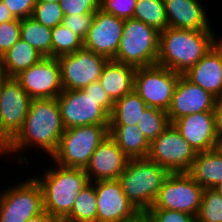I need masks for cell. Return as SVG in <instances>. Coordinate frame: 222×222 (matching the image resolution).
I'll return each instance as SVG.
<instances>
[{
  "label": "cell",
  "instance_id": "cell-1",
  "mask_svg": "<svg viewBox=\"0 0 222 222\" xmlns=\"http://www.w3.org/2000/svg\"><path fill=\"white\" fill-rule=\"evenodd\" d=\"M65 128L56 98L32 99L18 133L8 142V153L19 155L27 147L41 148L49 158L57 151Z\"/></svg>",
  "mask_w": 222,
  "mask_h": 222
},
{
  "label": "cell",
  "instance_id": "cell-2",
  "mask_svg": "<svg viewBox=\"0 0 222 222\" xmlns=\"http://www.w3.org/2000/svg\"><path fill=\"white\" fill-rule=\"evenodd\" d=\"M219 40L212 30H184L167 27L160 32L157 63L183 75Z\"/></svg>",
  "mask_w": 222,
  "mask_h": 222
},
{
  "label": "cell",
  "instance_id": "cell-3",
  "mask_svg": "<svg viewBox=\"0 0 222 222\" xmlns=\"http://www.w3.org/2000/svg\"><path fill=\"white\" fill-rule=\"evenodd\" d=\"M54 165L55 168L52 166L44 170L41 177H33L42 188L43 209L62 222L70 214L81 190L90 181L84 169Z\"/></svg>",
  "mask_w": 222,
  "mask_h": 222
},
{
  "label": "cell",
  "instance_id": "cell-4",
  "mask_svg": "<svg viewBox=\"0 0 222 222\" xmlns=\"http://www.w3.org/2000/svg\"><path fill=\"white\" fill-rule=\"evenodd\" d=\"M168 174L165 168L148 158L129 159L117 180L132 205L138 211H148Z\"/></svg>",
  "mask_w": 222,
  "mask_h": 222
},
{
  "label": "cell",
  "instance_id": "cell-5",
  "mask_svg": "<svg viewBox=\"0 0 222 222\" xmlns=\"http://www.w3.org/2000/svg\"><path fill=\"white\" fill-rule=\"evenodd\" d=\"M159 42V31L137 19H126L113 60L135 68L155 65L159 56Z\"/></svg>",
  "mask_w": 222,
  "mask_h": 222
},
{
  "label": "cell",
  "instance_id": "cell-6",
  "mask_svg": "<svg viewBox=\"0 0 222 222\" xmlns=\"http://www.w3.org/2000/svg\"><path fill=\"white\" fill-rule=\"evenodd\" d=\"M109 135V125H84L65 129L54 163L68 168L85 169L97 146Z\"/></svg>",
  "mask_w": 222,
  "mask_h": 222
},
{
  "label": "cell",
  "instance_id": "cell-7",
  "mask_svg": "<svg viewBox=\"0 0 222 222\" xmlns=\"http://www.w3.org/2000/svg\"><path fill=\"white\" fill-rule=\"evenodd\" d=\"M180 75L158 64L136 68L133 90L148 107L167 111Z\"/></svg>",
  "mask_w": 222,
  "mask_h": 222
},
{
  "label": "cell",
  "instance_id": "cell-8",
  "mask_svg": "<svg viewBox=\"0 0 222 222\" xmlns=\"http://www.w3.org/2000/svg\"><path fill=\"white\" fill-rule=\"evenodd\" d=\"M43 211L42 188L34 177L0 191V222H26Z\"/></svg>",
  "mask_w": 222,
  "mask_h": 222
},
{
  "label": "cell",
  "instance_id": "cell-9",
  "mask_svg": "<svg viewBox=\"0 0 222 222\" xmlns=\"http://www.w3.org/2000/svg\"><path fill=\"white\" fill-rule=\"evenodd\" d=\"M204 188L187 172L169 173L150 209H167L197 216Z\"/></svg>",
  "mask_w": 222,
  "mask_h": 222
},
{
  "label": "cell",
  "instance_id": "cell-10",
  "mask_svg": "<svg viewBox=\"0 0 222 222\" xmlns=\"http://www.w3.org/2000/svg\"><path fill=\"white\" fill-rule=\"evenodd\" d=\"M196 152L182 137L175 126H169L150 143L148 159L165 168L169 173L188 172Z\"/></svg>",
  "mask_w": 222,
  "mask_h": 222
},
{
  "label": "cell",
  "instance_id": "cell-11",
  "mask_svg": "<svg viewBox=\"0 0 222 222\" xmlns=\"http://www.w3.org/2000/svg\"><path fill=\"white\" fill-rule=\"evenodd\" d=\"M65 129L84 125H109V114L83 89L63 90L56 98Z\"/></svg>",
  "mask_w": 222,
  "mask_h": 222
},
{
  "label": "cell",
  "instance_id": "cell-12",
  "mask_svg": "<svg viewBox=\"0 0 222 222\" xmlns=\"http://www.w3.org/2000/svg\"><path fill=\"white\" fill-rule=\"evenodd\" d=\"M58 61L63 90H76L97 82L108 59L83 47Z\"/></svg>",
  "mask_w": 222,
  "mask_h": 222
},
{
  "label": "cell",
  "instance_id": "cell-13",
  "mask_svg": "<svg viewBox=\"0 0 222 222\" xmlns=\"http://www.w3.org/2000/svg\"><path fill=\"white\" fill-rule=\"evenodd\" d=\"M31 98L15 77H8L0 89V133L9 142L21 129Z\"/></svg>",
  "mask_w": 222,
  "mask_h": 222
},
{
  "label": "cell",
  "instance_id": "cell-14",
  "mask_svg": "<svg viewBox=\"0 0 222 222\" xmlns=\"http://www.w3.org/2000/svg\"><path fill=\"white\" fill-rule=\"evenodd\" d=\"M15 78L31 99L57 98L63 91L58 58L43 57Z\"/></svg>",
  "mask_w": 222,
  "mask_h": 222
},
{
  "label": "cell",
  "instance_id": "cell-15",
  "mask_svg": "<svg viewBox=\"0 0 222 222\" xmlns=\"http://www.w3.org/2000/svg\"><path fill=\"white\" fill-rule=\"evenodd\" d=\"M124 21L98 9L94 13L91 28L83 40V47L108 60H113L123 34Z\"/></svg>",
  "mask_w": 222,
  "mask_h": 222
},
{
  "label": "cell",
  "instance_id": "cell-16",
  "mask_svg": "<svg viewBox=\"0 0 222 222\" xmlns=\"http://www.w3.org/2000/svg\"><path fill=\"white\" fill-rule=\"evenodd\" d=\"M92 183L97 198L96 222H125L138 212L124 194L118 180H100Z\"/></svg>",
  "mask_w": 222,
  "mask_h": 222
},
{
  "label": "cell",
  "instance_id": "cell-17",
  "mask_svg": "<svg viewBox=\"0 0 222 222\" xmlns=\"http://www.w3.org/2000/svg\"><path fill=\"white\" fill-rule=\"evenodd\" d=\"M216 102L217 98L214 95L180 75L167 116L172 123L186 115L213 112Z\"/></svg>",
  "mask_w": 222,
  "mask_h": 222
},
{
  "label": "cell",
  "instance_id": "cell-18",
  "mask_svg": "<svg viewBox=\"0 0 222 222\" xmlns=\"http://www.w3.org/2000/svg\"><path fill=\"white\" fill-rule=\"evenodd\" d=\"M128 160L129 158L108 135L97 146L84 171L90 182L117 180L123 173Z\"/></svg>",
  "mask_w": 222,
  "mask_h": 222
},
{
  "label": "cell",
  "instance_id": "cell-19",
  "mask_svg": "<svg viewBox=\"0 0 222 222\" xmlns=\"http://www.w3.org/2000/svg\"><path fill=\"white\" fill-rule=\"evenodd\" d=\"M196 153L215 149L217 135L214 112L186 115L172 122Z\"/></svg>",
  "mask_w": 222,
  "mask_h": 222
},
{
  "label": "cell",
  "instance_id": "cell-20",
  "mask_svg": "<svg viewBox=\"0 0 222 222\" xmlns=\"http://www.w3.org/2000/svg\"><path fill=\"white\" fill-rule=\"evenodd\" d=\"M193 84L202 87L217 99L222 96V39L186 73L183 74Z\"/></svg>",
  "mask_w": 222,
  "mask_h": 222
},
{
  "label": "cell",
  "instance_id": "cell-21",
  "mask_svg": "<svg viewBox=\"0 0 222 222\" xmlns=\"http://www.w3.org/2000/svg\"><path fill=\"white\" fill-rule=\"evenodd\" d=\"M168 27L184 30H211L201 0H163Z\"/></svg>",
  "mask_w": 222,
  "mask_h": 222
},
{
  "label": "cell",
  "instance_id": "cell-22",
  "mask_svg": "<svg viewBox=\"0 0 222 222\" xmlns=\"http://www.w3.org/2000/svg\"><path fill=\"white\" fill-rule=\"evenodd\" d=\"M135 70L133 66L108 60L98 82L115 102L133 90Z\"/></svg>",
  "mask_w": 222,
  "mask_h": 222
},
{
  "label": "cell",
  "instance_id": "cell-23",
  "mask_svg": "<svg viewBox=\"0 0 222 222\" xmlns=\"http://www.w3.org/2000/svg\"><path fill=\"white\" fill-rule=\"evenodd\" d=\"M204 189H212L222 181V154L216 149L199 152L187 172Z\"/></svg>",
  "mask_w": 222,
  "mask_h": 222
},
{
  "label": "cell",
  "instance_id": "cell-24",
  "mask_svg": "<svg viewBox=\"0 0 222 222\" xmlns=\"http://www.w3.org/2000/svg\"><path fill=\"white\" fill-rule=\"evenodd\" d=\"M109 136L129 159L148 157L150 143L138 125L109 126Z\"/></svg>",
  "mask_w": 222,
  "mask_h": 222
},
{
  "label": "cell",
  "instance_id": "cell-25",
  "mask_svg": "<svg viewBox=\"0 0 222 222\" xmlns=\"http://www.w3.org/2000/svg\"><path fill=\"white\" fill-rule=\"evenodd\" d=\"M147 107L136 91L132 90L114 102L109 115V126L137 125Z\"/></svg>",
  "mask_w": 222,
  "mask_h": 222
},
{
  "label": "cell",
  "instance_id": "cell-26",
  "mask_svg": "<svg viewBox=\"0 0 222 222\" xmlns=\"http://www.w3.org/2000/svg\"><path fill=\"white\" fill-rule=\"evenodd\" d=\"M43 57L35 48L20 38L3 55L6 75L8 77H16Z\"/></svg>",
  "mask_w": 222,
  "mask_h": 222
},
{
  "label": "cell",
  "instance_id": "cell-27",
  "mask_svg": "<svg viewBox=\"0 0 222 222\" xmlns=\"http://www.w3.org/2000/svg\"><path fill=\"white\" fill-rule=\"evenodd\" d=\"M21 39L35 48L42 56L52 57V28L36 21L33 17L20 19Z\"/></svg>",
  "mask_w": 222,
  "mask_h": 222
},
{
  "label": "cell",
  "instance_id": "cell-28",
  "mask_svg": "<svg viewBox=\"0 0 222 222\" xmlns=\"http://www.w3.org/2000/svg\"><path fill=\"white\" fill-rule=\"evenodd\" d=\"M97 198L94 184L90 182L77 196L70 214L62 222H96Z\"/></svg>",
  "mask_w": 222,
  "mask_h": 222
},
{
  "label": "cell",
  "instance_id": "cell-29",
  "mask_svg": "<svg viewBox=\"0 0 222 222\" xmlns=\"http://www.w3.org/2000/svg\"><path fill=\"white\" fill-rule=\"evenodd\" d=\"M133 18L159 32L168 27L163 0H137Z\"/></svg>",
  "mask_w": 222,
  "mask_h": 222
},
{
  "label": "cell",
  "instance_id": "cell-30",
  "mask_svg": "<svg viewBox=\"0 0 222 222\" xmlns=\"http://www.w3.org/2000/svg\"><path fill=\"white\" fill-rule=\"evenodd\" d=\"M170 124L167 111L147 107L142 113L138 122V127L142 131L145 139L151 143L155 140Z\"/></svg>",
  "mask_w": 222,
  "mask_h": 222
},
{
  "label": "cell",
  "instance_id": "cell-31",
  "mask_svg": "<svg viewBox=\"0 0 222 222\" xmlns=\"http://www.w3.org/2000/svg\"><path fill=\"white\" fill-rule=\"evenodd\" d=\"M83 48V40L74 32L59 24L52 28V57L58 58Z\"/></svg>",
  "mask_w": 222,
  "mask_h": 222
},
{
  "label": "cell",
  "instance_id": "cell-32",
  "mask_svg": "<svg viewBox=\"0 0 222 222\" xmlns=\"http://www.w3.org/2000/svg\"><path fill=\"white\" fill-rule=\"evenodd\" d=\"M196 222H222V196L204 189Z\"/></svg>",
  "mask_w": 222,
  "mask_h": 222
},
{
  "label": "cell",
  "instance_id": "cell-33",
  "mask_svg": "<svg viewBox=\"0 0 222 222\" xmlns=\"http://www.w3.org/2000/svg\"><path fill=\"white\" fill-rule=\"evenodd\" d=\"M31 17L44 26L54 28L62 23L64 14L60 3L44 2L36 3Z\"/></svg>",
  "mask_w": 222,
  "mask_h": 222
},
{
  "label": "cell",
  "instance_id": "cell-34",
  "mask_svg": "<svg viewBox=\"0 0 222 222\" xmlns=\"http://www.w3.org/2000/svg\"><path fill=\"white\" fill-rule=\"evenodd\" d=\"M21 37V21L15 19L0 24V55H4Z\"/></svg>",
  "mask_w": 222,
  "mask_h": 222
},
{
  "label": "cell",
  "instance_id": "cell-35",
  "mask_svg": "<svg viewBox=\"0 0 222 222\" xmlns=\"http://www.w3.org/2000/svg\"><path fill=\"white\" fill-rule=\"evenodd\" d=\"M137 0H100V9L121 19L133 18Z\"/></svg>",
  "mask_w": 222,
  "mask_h": 222
},
{
  "label": "cell",
  "instance_id": "cell-36",
  "mask_svg": "<svg viewBox=\"0 0 222 222\" xmlns=\"http://www.w3.org/2000/svg\"><path fill=\"white\" fill-rule=\"evenodd\" d=\"M93 18L94 13L65 15L62 24L84 40L91 28Z\"/></svg>",
  "mask_w": 222,
  "mask_h": 222
},
{
  "label": "cell",
  "instance_id": "cell-37",
  "mask_svg": "<svg viewBox=\"0 0 222 222\" xmlns=\"http://www.w3.org/2000/svg\"><path fill=\"white\" fill-rule=\"evenodd\" d=\"M65 15L95 13L100 9V0H60Z\"/></svg>",
  "mask_w": 222,
  "mask_h": 222
},
{
  "label": "cell",
  "instance_id": "cell-38",
  "mask_svg": "<svg viewBox=\"0 0 222 222\" xmlns=\"http://www.w3.org/2000/svg\"><path fill=\"white\" fill-rule=\"evenodd\" d=\"M154 222H196V216L167 209H149Z\"/></svg>",
  "mask_w": 222,
  "mask_h": 222
},
{
  "label": "cell",
  "instance_id": "cell-39",
  "mask_svg": "<svg viewBox=\"0 0 222 222\" xmlns=\"http://www.w3.org/2000/svg\"><path fill=\"white\" fill-rule=\"evenodd\" d=\"M16 19L31 17L37 0H1Z\"/></svg>",
  "mask_w": 222,
  "mask_h": 222
},
{
  "label": "cell",
  "instance_id": "cell-40",
  "mask_svg": "<svg viewBox=\"0 0 222 222\" xmlns=\"http://www.w3.org/2000/svg\"><path fill=\"white\" fill-rule=\"evenodd\" d=\"M86 94L92 95L99 101V105L110 115L112 112L114 101L110 98L108 93L103 89L101 84L97 81L83 88Z\"/></svg>",
  "mask_w": 222,
  "mask_h": 222
},
{
  "label": "cell",
  "instance_id": "cell-41",
  "mask_svg": "<svg viewBox=\"0 0 222 222\" xmlns=\"http://www.w3.org/2000/svg\"><path fill=\"white\" fill-rule=\"evenodd\" d=\"M213 112L215 117L216 135L217 137H222V101L220 99H217Z\"/></svg>",
  "mask_w": 222,
  "mask_h": 222
},
{
  "label": "cell",
  "instance_id": "cell-42",
  "mask_svg": "<svg viewBox=\"0 0 222 222\" xmlns=\"http://www.w3.org/2000/svg\"><path fill=\"white\" fill-rule=\"evenodd\" d=\"M125 222H154V220L148 211H138L133 217L127 219Z\"/></svg>",
  "mask_w": 222,
  "mask_h": 222
},
{
  "label": "cell",
  "instance_id": "cell-43",
  "mask_svg": "<svg viewBox=\"0 0 222 222\" xmlns=\"http://www.w3.org/2000/svg\"><path fill=\"white\" fill-rule=\"evenodd\" d=\"M15 19L16 18L12 15L8 7L0 0V24L10 22Z\"/></svg>",
  "mask_w": 222,
  "mask_h": 222
},
{
  "label": "cell",
  "instance_id": "cell-44",
  "mask_svg": "<svg viewBox=\"0 0 222 222\" xmlns=\"http://www.w3.org/2000/svg\"><path fill=\"white\" fill-rule=\"evenodd\" d=\"M26 222H59V221L44 210L37 216H34L29 220H27Z\"/></svg>",
  "mask_w": 222,
  "mask_h": 222
},
{
  "label": "cell",
  "instance_id": "cell-45",
  "mask_svg": "<svg viewBox=\"0 0 222 222\" xmlns=\"http://www.w3.org/2000/svg\"><path fill=\"white\" fill-rule=\"evenodd\" d=\"M8 78L6 75L5 67H4V61H3V55H0V89L2 86V83Z\"/></svg>",
  "mask_w": 222,
  "mask_h": 222
},
{
  "label": "cell",
  "instance_id": "cell-46",
  "mask_svg": "<svg viewBox=\"0 0 222 222\" xmlns=\"http://www.w3.org/2000/svg\"><path fill=\"white\" fill-rule=\"evenodd\" d=\"M8 154V141L0 133V156Z\"/></svg>",
  "mask_w": 222,
  "mask_h": 222
},
{
  "label": "cell",
  "instance_id": "cell-47",
  "mask_svg": "<svg viewBox=\"0 0 222 222\" xmlns=\"http://www.w3.org/2000/svg\"><path fill=\"white\" fill-rule=\"evenodd\" d=\"M215 149L222 154V137L217 138Z\"/></svg>",
  "mask_w": 222,
  "mask_h": 222
},
{
  "label": "cell",
  "instance_id": "cell-48",
  "mask_svg": "<svg viewBox=\"0 0 222 222\" xmlns=\"http://www.w3.org/2000/svg\"><path fill=\"white\" fill-rule=\"evenodd\" d=\"M212 190L222 196V181L212 188Z\"/></svg>",
  "mask_w": 222,
  "mask_h": 222
},
{
  "label": "cell",
  "instance_id": "cell-49",
  "mask_svg": "<svg viewBox=\"0 0 222 222\" xmlns=\"http://www.w3.org/2000/svg\"><path fill=\"white\" fill-rule=\"evenodd\" d=\"M60 0H37V3H44V2H47V3H50V2H53V3H59Z\"/></svg>",
  "mask_w": 222,
  "mask_h": 222
}]
</instances>
